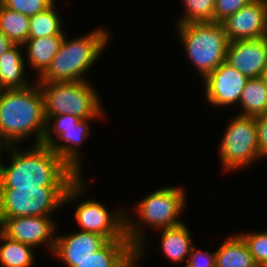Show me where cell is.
<instances>
[{
    "instance_id": "obj_1",
    "label": "cell",
    "mask_w": 267,
    "mask_h": 267,
    "mask_svg": "<svg viewBox=\"0 0 267 267\" xmlns=\"http://www.w3.org/2000/svg\"><path fill=\"white\" fill-rule=\"evenodd\" d=\"M3 148L10 150L8 167L1 162ZM0 152V189L69 187L79 177L49 146L33 144L24 152L10 145L0 147Z\"/></svg>"
},
{
    "instance_id": "obj_2",
    "label": "cell",
    "mask_w": 267,
    "mask_h": 267,
    "mask_svg": "<svg viewBox=\"0 0 267 267\" xmlns=\"http://www.w3.org/2000/svg\"><path fill=\"white\" fill-rule=\"evenodd\" d=\"M46 124L37 81L21 89L0 90V147L17 145L31 134L35 135L34 145L42 144Z\"/></svg>"
},
{
    "instance_id": "obj_3",
    "label": "cell",
    "mask_w": 267,
    "mask_h": 267,
    "mask_svg": "<svg viewBox=\"0 0 267 267\" xmlns=\"http://www.w3.org/2000/svg\"><path fill=\"white\" fill-rule=\"evenodd\" d=\"M83 181V176H79L69 187L0 189V219L53 216L61 204L74 202L84 193Z\"/></svg>"
},
{
    "instance_id": "obj_4",
    "label": "cell",
    "mask_w": 267,
    "mask_h": 267,
    "mask_svg": "<svg viewBox=\"0 0 267 267\" xmlns=\"http://www.w3.org/2000/svg\"><path fill=\"white\" fill-rule=\"evenodd\" d=\"M108 36V32L102 28L71 40L64 36L58 53L46 71L37 79V83L87 80L84 74L106 48L109 43Z\"/></svg>"
},
{
    "instance_id": "obj_5",
    "label": "cell",
    "mask_w": 267,
    "mask_h": 267,
    "mask_svg": "<svg viewBox=\"0 0 267 267\" xmlns=\"http://www.w3.org/2000/svg\"><path fill=\"white\" fill-rule=\"evenodd\" d=\"M185 196L181 187H164L147 195L135 207V211L140 217L139 222L135 223L136 225L126 215V237L136 248V253L140 257H143L145 250L143 223L155 228V230L182 224L183 221L179 220L178 217L186 206L185 198L187 197Z\"/></svg>"
},
{
    "instance_id": "obj_6",
    "label": "cell",
    "mask_w": 267,
    "mask_h": 267,
    "mask_svg": "<svg viewBox=\"0 0 267 267\" xmlns=\"http://www.w3.org/2000/svg\"><path fill=\"white\" fill-rule=\"evenodd\" d=\"M186 54L204 79L226 61L229 39L218 22H195L177 26Z\"/></svg>"
},
{
    "instance_id": "obj_7",
    "label": "cell",
    "mask_w": 267,
    "mask_h": 267,
    "mask_svg": "<svg viewBox=\"0 0 267 267\" xmlns=\"http://www.w3.org/2000/svg\"><path fill=\"white\" fill-rule=\"evenodd\" d=\"M45 115L72 114L80 119L103 118L102 103L88 80L38 83Z\"/></svg>"
},
{
    "instance_id": "obj_8",
    "label": "cell",
    "mask_w": 267,
    "mask_h": 267,
    "mask_svg": "<svg viewBox=\"0 0 267 267\" xmlns=\"http://www.w3.org/2000/svg\"><path fill=\"white\" fill-rule=\"evenodd\" d=\"M45 118L47 124L42 145L49 146L76 174L81 176L79 145L90 134L88 123L92 119H80L72 114L45 115ZM54 135L61 140L60 143L53 138Z\"/></svg>"
},
{
    "instance_id": "obj_9",
    "label": "cell",
    "mask_w": 267,
    "mask_h": 267,
    "mask_svg": "<svg viewBox=\"0 0 267 267\" xmlns=\"http://www.w3.org/2000/svg\"><path fill=\"white\" fill-rule=\"evenodd\" d=\"M232 119L219 145L221 165L225 171L239 170L261 158L255 116L237 115Z\"/></svg>"
},
{
    "instance_id": "obj_10",
    "label": "cell",
    "mask_w": 267,
    "mask_h": 267,
    "mask_svg": "<svg viewBox=\"0 0 267 267\" xmlns=\"http://www.w3.org/2000/svg\"><path fill=\"white\" fill-rule=\"evenodd\" d=\"M123 211L110 212L101 202L87 199L76 207L74 217L82 232L96 233L108 240H128Z\"/></svg>"
},
{
    "instance_id": "obj_11",
    "label": "cell",
    "mask_w": 267,
    "mask_h": 267,
    "mask_svg": "<svg viewBox=\"0 0 267 267\" xmlns=\"http://www.w3.org/2000/svg\"><path fill=\"white\" fill-rule=\"evenodd\" d=\"M53 222L51 216L9 217L0 219V231L5 236L34 248L43 243L49 245V252L53 253L56 240V225Z\"/></svg>"
},
{
    "instance_id": "obj_12",
    "label": "cell",
    "mask_w": 267,
    "mask_h": 267,
    "mask_svg": "<svg viewBox=\"0 0 267 267\" xmlns=\"http://www.w3.org/2000/svg\"><path fill=\"white\" fill-rule=\"evenodd\" d=\"M249 78L226 61L204 78L205 97L213 106H230L239 103Z\"/></svg>"
},
{
    "instance_id": "obj_13",
    "label": "cell",
    "mask_w": 267,
    "mask_h": 267,
    "mask_svg": "<svg viewBox=\"0 0 267 267\" xmlns=\"http://www.w3.org/2000/svg\"><path fill=\"white\" fill-rule=\"evenodd\" d=\"M229 42L267 36V3L253 0L221 22Z\"/></svg>"
},
{
    "instance_id": "obj_14",
    "label": "cell",
    "mask_w": 267,
    "mask_h": 267,
    "mask_svg": "<svg viewBox=\"0 0 267 267\" xmlns=\"http://www.w3.org/2000/svg\"><path fill=\"white\" fill-rule=\"evenodd\" d=\"M226 62L247 78L261 77L267 65V36L229 42Z\"/></svg>"
},
{
    "instance_id": "obj_15",
    "label": "cell",
    "mask_w": 267,
    "mask_h": 267,
    "mask_svg": "<svg viewBox=\"0 0 267 267\" xmlns=\"http://www.w3.org/2000/svg\"><path fill=\"white\" fill-rule=\"evenodd\" d=\"M109 240L96 233L78 231L57 236L53 255L61 259L68 267H76L79 262L91 257Z\"/></svg>"
},
{
    "instance_id": "obj_16",
    "label": "cell",
    "mask_w": 267,
    "mask_h": 267,
    "mask_svg": "<svg viewBox=\"0 0 267 267\" xmlns=\"http://www.w3.org/2000/svg\"><path fill=\"white\" fill-rule=\"evenodd\" d=\"M20 48L24 47L14 44L0 56V90L21 89L31 85L25 79L26 66Z\"/></svg>"
},
{
    "instance_id": "obj_17",
    "label": "cell",
    "mask_w": 267,
    "mask_h": 267,
    "mask_svg": "<svg viewBox=\"0 0 267 267\" xmlns=\"http://www.w3.org/2000/svg\"><path fill=\"white\" fill-rule=\"evenodd\" d=\"M135 253L136 248L129 240H109L76 267H123Z\"/></svg>"
},
{
    "instance_id": "obj_18",
    "label": "cell",
    "mask_w": 267,
    "mask_h": 267,
    "mask_svg": "<svg viewBox=\"0 0 267 267\" xmlns=\"http://www.w3.org/2000/svg\"><path fill=\"white\" fill-rule=\"evenodd\" d=\"M65 35H50L40 38H28L22 45L26 46L27 61L40 77L50 66L52 59L58 53Z\"/></svg>"
},
{
    "instance_id": "obj_19",
    "label": "cell",
    "mask_w": 267,
    "mask_h": 267,
    "mask_svg": "<svg viewBox=\"0 0 267 267\" xmlns=\"http://www.w3.org/2000/svg\"><path fill=\"white\" fill-rule=\"evenodd\" d=\"M215 267H258L253 256L238 235H232L215 252Z\"/></svg>"
},
{
    "instance_id": "obj_20",
    "label": "cell",
    "mask_w": 267,
    "mask_h": 267,
    "mask_svg": "<svg viewBox=\"0 0 267 267\" xmlns=\"http://www.w3.org/2000/svg\"><path fill=\"white\" fill-rule=\"evenodd\" d=\"M161 235V248L168 259L184 263V260L189 257L192 246L190 231L188 227L182 223L175 227L159 229Z\"/></svg>"
},
{
    "instance_id": "obj_21",
    "label": "cell",
    "mask_w": 267,
    "mask_h": 267,
    "mask_svg": "<svg viewBox=\"0 0 267 267\" xmlns=\"http://www.w3.org/2000/svg\"><path fill=\"white\" fill-rule=\"evenodd\" d=\"M239 104L243 110L238 115L259 116L267 113V86L261 77L249 78Z\"/></svg>"
},
{
    "instance_id": "obj_22",
    "label": "cell",
    "mask_w": 267,
    "mask_h": 267,
    "mask_svg": "<svg viewBox=\"0 0 267 267\" xmlns=\"http://www.w3.org/2000/svg\"><path fill=\"white\" fill-rule=\"evenodd\" d=\"M0 264L2 267H31L34 263V247L13 240L0 231Z\"/></svg>"
},
{
    "instance_id": "obj_23",
    "label": "cell",
    "mask_w": 267,
    "mask_h": 267,
    "mask_svg": "<svg viewBox=\"0 0 267 267\" xmlns=\"http://www.w3.org/2000/svg\"><path fill=\"white\" fill-rule=\"evenodd\" d=\"M30 17L0 3V30L14 43L23 45L29 36Z\"/></svg>"
},
{
    "instance_id": "obj_24",
    "label": "cell",
    "mask_w": 267,
    "mask_h": 267,
    "mask_svg": "<svg viewBox=\"0 0 267 267\" xmlns=\"http://www.w3.org/2000/svg\"><path fill=\"white\" fill-rule=\"evenodd\" d=\"M54 6L53 4L47 10L30 17L28 38L66 35L61 27V18H59Z\"/></svg>"
},
{
    "instance_id": "obj_25",
    "label": "cell",
    "mask_w": 267,
    "mask_h": 267,
    "mask_svg": "<svg viewBox=\"0 0 267 267\" xmlns=\"http://www.w3.org/2000/svg\"><path fill=\"white\" fill-rule=\"evenodd\" d=\"M185 12L176 25L213 22L215 0H182Z\"/></svg>"
},
{
    "instance_id": "obj_26",
    "label": "cell",
    "mask_w": 267,
    "mask_h": 267,
    "mask_svg": "<svg viewBox=\"0 0 267 267\" xmlns=\"http://www.w3.org/2000/svg\"><path fill=\"white\" fill-rule=\"evenodd\" d=\"M258 267L267 266V231L239 234Z\"/></svg>"
},
{
    "instance_id": "obj_27",
    "label": "cell",
    "mask_w": 267,
    "mask_h": 267,
    "mask_svg": "<svg viewBox=\"0 0 267 267\" xmlns=\"http://www.w3.org/2000/svg\"><path fill=\"white\" fill-rule=\"evenodd\" d=\"M0 3L19 13L32 17L55 4L54 0H0Z\"/></svg>"
},
{
    "instance_id": "obj_28",
    "label": "cell",
    "mask_w": 267,
    "mask_h": 267,
    "mask_svg": "<svg viewBox=\"0 0 267 267\" xmlns=\"http://www.w3.org/2000/svg\"><path fill=\"white\" fill-rule=\"evenodd\" d=\"M253 0H215L214 22L221 23Z\"/></svg>"
},
{
    "instance_id": "obj_29",
    "label": "cell",
    "mask_w": 267,
    "mask_h": 267,
    "mask_svg": "<svg viewBox=\"0 0 267 267\" xmlns=\"http://www.w3.org/2000/svg\"><path fill=\"white\" fill-rule=\"evenodd\" d=\"M194 247L195 244L191 248L185 267H215V252L208 253Z\"/></svg>"
},
{
    "instance_id": "obj_30",
    "label": "cell",
    "mask_w": 267,
    "mask_h": 267,
    "mask_svg": "<svg viewBox=\"0 0 267 267\" xmlns=\"http://www.w3.org/2000/svg\"><path fill=\"white\" fill-rule=\"evenodd\" d=\"M257 140L260 157L267 156V113L256 116Z\"/></svg>"
},
{
    "instance_id": "obj_31",
    "label": "cell",
    "mask_w": 267,
    "mask_h": 267,
    "mask_svg": "<svg viewBox=\"0 0 267 267\" xmlns=\"http://www.w3.org/2000/svg\"><path fill=\"white\" fill-rule=\"evenodd\" d=\"M13 45L14 43L0 30V56Z\"/></svg>"
},
{
    "instance_id": "obj_32",
    "label": "cell",
    "mask_w": 267,
    "mask_h": 267,
    "mask_svg": "<svg viewBox=\"0 0 267 267\" xmlns=\"http://www.w3.org/2000/svg\"><path fill=\"white\" fill-rule=\"evenodd\" d=\"M140 258L141 257L137 253H135L123 267H138L137 262Z\"/></svg>"
},
{
    "instance_id": "obj_33",
    "label": "cell",
    "mask_w": 267,
    "mask_h": 267,
    "mask_svg": "<svg viewBox=\"0 0 267 267\" xmlns=\"http://www.w3.org/2000/svg\"><path fill=\"white\" fill-rule=\"evenodd\" d=\"M261 78L263 82L265 83V85L267 86V65L264 68V71L262 72Z\"/></svg>"
}]
</instances>
